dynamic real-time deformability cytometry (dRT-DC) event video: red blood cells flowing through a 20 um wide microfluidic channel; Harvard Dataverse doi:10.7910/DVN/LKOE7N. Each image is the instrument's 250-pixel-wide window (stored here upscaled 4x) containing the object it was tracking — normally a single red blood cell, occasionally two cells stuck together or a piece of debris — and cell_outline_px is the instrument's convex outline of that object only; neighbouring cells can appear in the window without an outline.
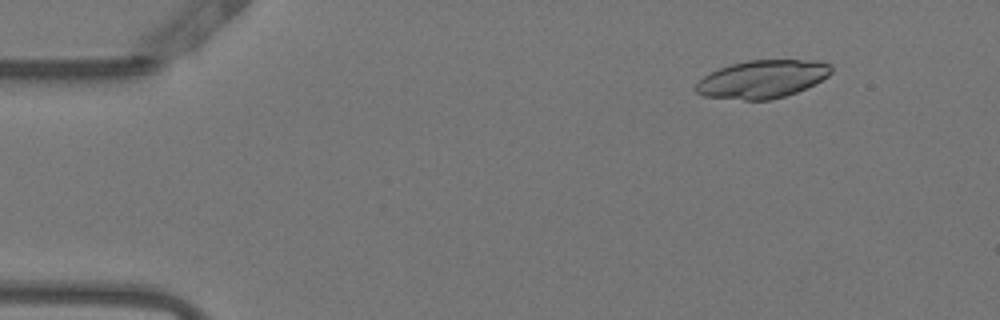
{"species": "Egyptian fruit bat (a non-hibernating species)", "species_latin": "Rousettus aegyptiacus", "temperature_condition": "warm", "stored_images_in_passage": 15, "camera_frame_rate_fps": 3000, "um_per_image_px": 0.085, "animal": {"sex": "female"}, "frame": {"image": 1, "passage_image": 7, "time_ms": 2.0, "image_size_px": [1000, 320], "cell_outline_px": [[832, 72], [828, 76], [796, 92], [772, 100], [744, 100], [704, 96], [696, 92], [692, 88], [704, 76], [720, 68], [732, 64], [748, 60], [820, 60], [832, 64]], "centroid_in_image_um": [64.8, 6.72], "position_along_channel_um": 20.2, "area_um2": 29.88}}